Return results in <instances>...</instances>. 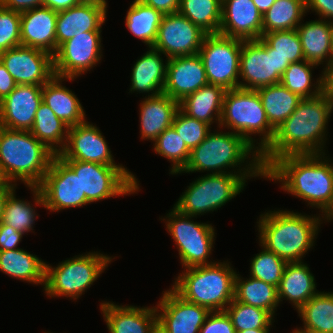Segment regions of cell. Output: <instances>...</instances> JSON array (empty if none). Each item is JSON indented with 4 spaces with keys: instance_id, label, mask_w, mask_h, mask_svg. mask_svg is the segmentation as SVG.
Returning a JSON list of instances; mask_svg holds the SVG:
<instances>
[{
    "instance_id": "obj_56",
    "label": "cell",
    "mask_w": 333,
    "mask_h": 333,
    "mask_svg": "<svg viewBox=\"0 0 333 333\" xmlns=\"http://www.w3.org/2000/svg\"><path fill=\"white\" fill-rule=\"evenodd\" d=\"M16 188L17 186H0V222L2 220L4 206L8 195Z\"/></svg>"
},
{
    "instance_id": "obj_45",
    "label": "cell",
    "mask_w": 333,
    "mask_h": 333,
    "mask_svg": "<svg viewBox=\"0 0 333 333\" xmlns=\"http://www.w3.org/2000/svg\"><path fill=\"white\" fill-rule=\"evenodd\" d=\"M262 38L274 49V52L282 56L285 61L294 63L305 60L296 29L262 33Z\"/></svg>"
},
{
    "instance_id": "obj_61",
    "label": "cell",
    "mask_w": 333,
    "mask_h": 333,
    "mask_svg": "<svg viewBox=\"0 0 333 333\" xmlns=\"http://www.w3.org/2000/svg\"><path fill=\"white\" fill-rule=\"evenodd\" d=\"M81 3H93L108 7L107 0H79Z\"/></svg>"
},
{
    "instance_id": "obj_43",
    "label": "cell",
    "mask_w": 333,
    "mask_h": 333,
    "mask_svg": "<svg viewBox=\"0 0 333 333\" xmlns=\"http://www.w3.org/2000/svg\"><path fill=\"white\" fill-rule=\"evenodd\" d=\"M16 189H14L5 202L3 216L1 222L10 225L16 231L27 234L33 232V226L35 225L38 214L36 207L31 201L16 198ZM31 203V204H30Z\"/></svg>"
},
{
    "instance_id": "obj_13",
    "label": "cell",
    "mask_w": 333,
    "mask_h": 333,
    "mask_svg": "<svg viewBox=\"0 0 333 333\" xmlns=\"http://www.w3.org/2000/svg\"><path fill=\"white\" fill-rule=\"evenodd\" d=\"M242 42L220 33L206 35L198 55L202 59L209 84L225 90L239 88Z\"/></svg>"
},
{
    "instance_id": "obj_34",
    "label": "cell",
    "mask_w": 333,
    "mask_h": 333,
    "mask_svg": "<svg viewBox=\"0 0 333 333\" xmlns=\"http://www.w3.org/2000/svg\"><path fill=\"white\" fill-rule=\"evenodd\" d=\"M269 124L276 130L295 111L302 98L281 83L256 89Z\"/></svg>"
},
{
    "instance_id": "obj_17",
    "label": "cell",
    "mask_w": 333,
    "mask_h": 333,
    "mask_svg": "<svg viewBox=\"0 0 333 333\" xmlns=\"http://www.w3.org/2000/svg\"><path fill=\"white\" fill-rule=\"evenodd\" d=\"M0 61L17 85L43 86L55 75L53 56L40 49L13 47L0 53Z\"/></svg>"
},
{
    "instance_id": "obj_8",
    "label": "cell",
    "mask_w": 333,
    "mask_h": 333,
    "mask_svg": "<svg viewBox=\"0 0 333 333\" xmlns=\"http://www.w3.org/2000/svg\"><path fill=\"white\" fill-rule=\"evenodd\" d=\"M115 257L92 251L76 255L53 267L46 263L43 291L49 298L66 297L77 300L98 280Z\"/></svg>"
},
{
    "instance_id": "obj_49",
    "label": "cell",
    "mask_w": 333,
    "mask_h": 333,
    "mask_svg": "<svg viewBox=\"0 0 333 333\" xmlns=\"http://www.w3.org/2000/svg\"><path fill=\"white\" fill-rule=\"evenodd\" d=\"M23 235L10 225L0 222V251L19 249L18 244L22 241Z\"/></svg>"
},
{
    "instance_id": "obj_55",
    "label": "cell",
    "mask_w": 333,
    "mask_h": 333,
    "mask_svg": "<svg viewBox=\"0 0 333 333\" xmlns=\"http://www.w3.org/2000/svg\"><path fill=\"white\" fill-rule=\"evenodd\" d=\"M79 4H81L79 0H43L44 7L50 8L57 12L69 9Z\"/></svg>"
},
{
    "instance_id": "obj_60",
    "label": "cell",
    "mask_w": 333,
    "mask_h": 333,
    "mask_svg": "<svg viewBox=\"0 0 333 333\" xmlns=\"http://www.w3.org/2000/svg\"><path fill=\"white\" fill-rule=\"evenodd\" d=\"M150 333H169V332L158 322H156Z\"/></svg>"
},
{
    "instance_id": "obj_39",
    "label": "cell",
    "mask_w": 333,
    "mask_h": 333,
    "mask_svg": "<svg viewBox=\"0 0 333 333\" xmlns=\"http://www.w3.org/2000/svg\"><path fill=\"white\" fill-rule=\"evenodd\" d=\"M317 67L306 60L290 63L283 72L280 83L302 99L316 97L323 92L322 75L320 74L316 82L312 78V71Z\"/></svg>"
},
{
    "instance_id": "obj_25",
    "label": "cell",
    "mask_w": 333,
    "mask_h": 333,
    "mask_svg": "<svg viewBox=\"0 0 333 333\" xmlns=\"http://www.w3.org/2000/svg\"><path fill=\"white\" fill-rule=\"evenodd\" d=\"M21 45L56 54V21L58 12L38 7L20 13Z\"/></svg>"
},
{
    "instance_id": "obj_36",
    "label": "cell",
    "mask_w": 333,
    "mask_h": 333,
    "mask_svg": "<svg viewBox=\"0 0 333 333\" xmlns=\"http://www.w3.org/2000/svg\"><path fill=\"white\" fill-rule=\"evenodd\" d=\"M68 129L69 126L42 102L36 111L30 132L55 155H58L65 147Z\"/></svg>"
},
{
    "instance_id": "obj_41",
    "label": "cell",
    "mask_w": 333,
    "mask_h": 333,
    "mask_svg": "<svg viewBox=\"0 0 333 333\" xmlns=\"http://www.w3.org/2000/svg\"><path fill=\"white\" fill-rule=\"evenodd\" d=\"M152 143L155 153L172 163L169 174L173 175L184 169L190 157V150L173 126L164 130Z\"/></svg>"
},
{
    "instance_id": "obj_51",
    "label": "cell",
    "mask_w": 333,
    "mask_h": 333,
    "mask_svg": "<svg viewBox=\"0 0 333 333\" xmlns=\"http://www.w3.org/2000/svg\"><path fill=\"white\" fill-rule=\"evenodd\" d=\"M0 4L10 10L22 13L43 6V0H0Z\"/></svg>"
},
{
    "instance_id": "obj_15",
    "label": "cell",
    "mask_w": 333,
    "mask_h": 333,
    "mask_svg": "<svg viewBox=\"0 0 333 333\" xmlns=\"http://www.w3.org/2000/svg\"><path fill=\"white\" fill-rule=\"evenodd\" d=\"M101 32L87 31L64 42L53 56L54 74L78 78L98 65L103 56Z\"/></svg>"
},
{
    "instance_id": "obj_28",
    "label": "cell",
    "mask_w": 333,
    "mask_h": 333,
    "mask_svg": "<svg viewBox=\"0 0 333 333\" xmlns=\"http://www.w3.org/2000/svg\"><path fill=\"white\" fill-rule=\"evenodd\" d=\"M75 79L54 75L42 87V102L69 127L87 120L86 112L77 95L62 85L64 81H74Z\"/></svg>"
},
{
    "instance_id": "obj_31",
    "label": "cell",
    "mask_w": 333,
    "mask_h": 333,
    "mask_svg": "<svg viewBox=\"0 0 333 333\" xmlns=\"http://www.w3.org/2000/svg\"><path fill=\"white\" fill-rule=\"evenodd\" d=\"M226 90L220 86L207 84L179 102V109L187 116L203 121L210 126L219 123Z\"/></svg>"
},
{
    "instance_id": "obj_40",
    "label": "cell",
    "mask_w": 333,
    "mask_h": 333,
    "mask_svg": "<svg viewBox=\"0 0 333 333\" xmlns=\"http://www.w3.org/2000/svg\"><path fill=\"white\" fill-rule=\"evenodd\" d=\"M178 12L207 34L219 33L222 0H180Z\"/></svg>"
},
{
    "instance_id": "obj_44",
    "label": "cell",
    "mask_w": 333,
    "mask_h": 333,
    "mask_svg": "<svg viewBox=\"0 0 333 333\" xmlns=\"http://www.w3.org/2000/svg\"><path fill=\"white\" fill-rule=\"evenodd\" d=\"M260 247L262 251L251 259L249 276L278 287L288 262Z\"/></svg>"
},
{
    "instance_id": "obj_4",
    "label": "cell",
    "mask_w": 333,
    "mask_h": 333,
    "mask_svg": "<svg viewBox=\"0 0 333 333\" xmlns=\"http://www.w3.org/2000/svg\"><path fill=\"white\" fill-rule=\"evenodd\" d=\"M259 217V245L287 262L303 261L315 246L323 220L326 221L320 213L313 216L287 209L265 211Z\"/></svg>"
},
{
    "instance_id": "obj_22",
    "label": "cell",
    "mask_w": 333,
    "mask_h": 333,
    "mask_svg": "<svg viewBox=\"0 0 333 333\" xmlns=\"http://www.w3.org/2000/svg\"><path fill=\"white\" fill-rule=\"evenodd\" d=\"M262 18L252 0H222L219 33L243 41L262 37Z\"/></svg>"
},
{
    "instance_id": "obj_7",
    "label": "cell",
    "mask_w": 333,
    "mask_h": 333,
    "mask_svg": "<svg viewBox=\"0 0 333 333\" xmlns=\"http://www.w3.org/2000/svg\"><path fill=\"white\" fill-rule=\"evenodd\" d=\"M224 127L240 135L260 154L270 145L275 134L257 90L252 89L226 90L219 123L220 129ZM255 134L259 135V142L252 137Z\"/></svg>"
},
{
    "instance_id": "obj_12",
    "label": "cell",
    "mask_w": 333,
    "mask_h": 333,
    "mask_svg": "<svg viewBox=\"0 0 333 333\" xmlns=\"http://www.w3.org/2000/svg\"><path fill=\"white\" fill-rule=\"evenodd\" d=\"M27 188L33 192L34 204L51 212L90 204L85 194H81L79 174H75L58 155L53 157L41 184Z\"/></svg>"
},
{
    "instance_id": "obj_16",
    "label": "cell",
    "mask_w": 333,
    "mask_h": 333,
    "mask_svg": "<svg viewBox=\"0 0 333 333\" xmlns=\"http://www.w3.org/2000/svg\"><path fill=\"white\" fill-rule=\"evenodd\" d=\"M207 33L179 12L162 17L153 49L166 59L198 54Z\"/></svg>"
},
{
    "instance_id": "obj_47",
    "label": "cell",
    "mask_w": 333,
    "mask_h": 333,
    "mask_svg": "<svg viewBox=\"0 0 333 333\" xmlns=\"http://www.w3.org/2000/svg\"><path fill=\"white\" fill-rule=\"evenodd\" d=\"M21 45V15L0 4V53Z\"/></svg>"
},
{
    "instance_id": "obj_37",
    "label": "cell",
    "mask_w": 333,
    "mask_h": 333,
    "mask_svg": "<svg viewBox=\"0 0 333 333\" xmlns=\"http://www.w3.org/2000/svg\"><path fill=\"white\" fill-rule=\"evenodd\" d=\"M164 15L140 0H134L127 10L125 25L148 48H152Z\"/></svg>"
},
{
    "instance_id": "obj_42",
    "label": "cell",
    "mask_w": 333,
    "mask_h": 333,
    "mask_svg": "<svg viewBox=\"0 0 333 333\" xmlns=\"http://www.w3.org/2000/svg\"><path fill=\"white\" fill-rule=\"evenodd\" d=\"M224 311L230 317L236 331L271 329L275 322V317L269 311L241 303L235 299Z\"/></svg>"
},
{
    "instance_id": "obj_32",
    "label": "cell",
    "mask_w": 333,
    "mask_h": 333,
    "mask_svg": "<svg viewBox=\"0 0 333 333\" xmlns=\"http://www.w3.org/2000/svg\"><path fill=\"white\" fill-rule=\"evenodd\" d=\"M0 271L8 277L45 286L46 262L22 248L0 251Z\"/></svg>"
},
{
    "instance_id": "obj_29",
    "label": "cell",
    "mask_w": 333,
    "mask_h": 333,
    "mask_svg": "<svg viewBox=\"0 0 333 333\" xmlns=\"http://www.w3.org/2000/svg\"><path fill=\"white\" fill-rule=\"evenodd\" d=\"M316 284L315 276L311 273L308 264L304 261L288 262L277 287L279 304L283 300L289 301L298 311L319 292Z\"/></svg>"
},
{
    "instance_id": "obj_62",
    "label": "cell",
    "mask_w": 333,
    "mask_h": 333,
    "mask_svg": "<svg viewBox=\"0 0 333 333\" xmlns=\"http://www.w3.org/2000/svg\"><path fill=\"white\" fill-rule=\"evenodd\" d=\"M331 47H332V62H333V22H331Z\"/></svg>"
},
{
    "instance_id": "obj_59",
    "label": "cell",
    "mask_w": 333,
    "mask_h": 333,
    "mask_svg": "<svg viewBox=\"0 0 333 333\" xmlns=\"http://www.w3.org/2000/svg\"><path fill=\"white\" fill-rule=\"evenodd\" d=\"M236 333H270V329H246L244 331H236Z\"/></svg>"
},
{
    "instance_id": "obj_19",
    "label": "cell",
    "mask_w": 333,
    "mask_h": 333,
    "mask_svg": "<svg viewBox=\"0 0 333 333\" xmlns=\"http://www.w3.org/2000/svg\"><path fill=\"white\" fill-rule=\"evenodd\" d=\"M62 160L93 162L107 166H123L115 163L114 156L100 129L92 123L84 122L68 129L67 141L58 154Z\"/></svg>"
},
{
    "instance_id": "obj_5",
    "label": "cell",
    "mask_w": 333,
    "mask_h": 333,
    "mask_svg": "<svg viewBox=\"0 0 333 333\" xmlns=\"http://www.w3.org/2000/svg\"><path fill=\"white\" fill-rule=\"evenodd\" d=\"M54 156L30 131L0 126V165L10 183L39 186Z\"/></svg>"
},
{
    "instance_id": "obj_30",
    "label": "cell",
    "mask_w": 333,
    "mask_h": 333,
    "mask_svg": "<svg viewBox=\"0 0 333 333\" xmlns=\"http://www.w3.org/2000/svg\"><path fill=\"white\" fill-rule=\"evenodd\" d=\"M296 31L307 62L324 67L332 62L331 22L319 18L301 22Z\"/></svg>"
},
{
    "instance_id": "obj_1",
    "label": "cell",
    "mask_w": 333,
    "mask_h": 333,
    "mask_svg": "<svg viewBox=\"0 0 333 333\" xmlns=\"http://www.w3.org/2000/svg\"><path fill=\"white\" fill-rule=\"evenodd\" d=\"M323 154L286 155L266 169V180L279 182L280 188L333 220V161ZM332 161V162H331Z\"/></svg>"
},
{
    "instance_id": "obj_33",
    "label": "cell",
    "mask_w": 333,
    "mask_h": 333,
    "mask_svg": "<svg viewBox=\"0 0 333 333\" xmlns=\"http://www.w3.org/2000/svg\"><path fill=\"white\" fill-rule=\"evenodd\" d=\"M303 328L298 333H333V292H318L298 311Z\"/></svg>"
},
{
    "instance_id": "obj_35",
    "label": "cell",
    "mask_w": 333,
    "mask_h": 333,
    "mask_svg": "<svg viewBox=\"0 0 333 333\" xmlns=\"http://www.w3.org/2000/svg\"><path fill=\"white\" fill-rule=\"evenodd\" d=\"M244 279L236 273L234 299L267 310L275 316L277 307L280 305L277 287L250 276Z\"/></svg>"
},
{
    "instance_id": "obj_20",
    "label": "cell",
    "mask_w": 333,
    "mask_h": 333,
    "mask_svg": "<svg viewBox=\"0 0 333 333\" xmlns=\"http://www.w3.org/2000/svg\"><path fill=\"white\" fill-rule=\"evenodd\" d=\"M42 87L19 84L0 101V126L10 130L30 131L36 111L42 103Z\"/></svg>"
},
{
    "instance_id": "obj_58",
    "label": "cell",
    "mask_w": 333,
    "mask_h": 333,
    "mask_svg": "<svg viewBox=\"0 0 333 333\" xmlns=\"http://www.w3.org/2000/svg\"><path fill=\"white\" fill-rule=\"evenodd\" d=\"M0 186H16L9 182L0 165Z\"/></svg>"
},
{
    "instance_id": "obj_27",
    "label": "cell",
    "mask_w": 333,
    "mask_h": 333,
    "mask_svg": "<svg viewBox=\"0 0 333 333\" xmlns=\"http://www.w3.org/2000/svg\"><path fill=\"white\" fill-rule=\"evenodd\" d=\"M162 55L164 54L160 51L149 48L146 53L136 60L130 76L129 92L148 93L145 97L163 93L168 59L164 61Z\"/></svg>"
},
{
    "instance_id": "obj_6",
    "label": "cell",
    "mask_w": 333,
    "mask_h": 333,
    "mask_svg": "<svg viewBox=\"0 0 333 333\" xmlns=\"http://www.w3.org/2000/svg\"><path fill=\"white\" fill-rule=\"evenodd\" d=\"M230 261L185 268L171 286L185 300L224 311L234 299L236 269Z\"/></svg>"
},
{
    "instance_id": "obj_9",
    "label": "cell",
    "mask_w": 333,
    "mask_h": 333,
    "mask_svg": "<svg viewBox=\"0 0 333 333\" xmlns=\"http://www.w3.org/2000/svg\"><path fill=\"white\" fill-rule=\"evenodd\" d=\"M252 177L265 175L206 174L192 181L173 207L192 217L212 213L240 194Z\"/></svg>"
},
{
    "instance_id": "obj_3",
    "label": "cell",
    "mask_w": 333,
    "mask_h": 333,
    "mask_svg": "<svg viewBox=\"0 0 333 333\" xmlns=\"http://www.w3.org/2000/svg\"><path fill=\"white\" fill-rule=\"evenodd\" d=\"M206 171L207 174L265 175L260 153L240 135L220 129L213 132L211 130L206 138L190 151L184 169L173 175Z\"/></svg>"
},
{
    "instance_id": "obj_26",
    "label": "cell",
    "mask_w": 333,
    "mask_h": 333,
    "mask_svg": "<svg viewBox=\"0 0 333 333\" xmlns=\"http://www.w3.org/2000/svg\"><path fill=\"white\" fill-rule=\"evenodd\" d=\"M141 139L154 141L164 130L172 126L179 110V102L165 93L145 97L139 105Z\"/></svg>"
},
{
    "instance_id": "obj_46",
    "label": "cell",
    "mask_w": 333,
    "mask_h": 333,
    "mask_svg": "<svg viewBox=\"0 0 333 333\" xmlns=\"http://www.w3.org/2000/svg\"><path fill=\"white\" fill-rule=\"evenodd\" d=\"M172 126L190 151L206 138L212 128L203 121L187 116L180 109L174 117Z\"/></svg>"
},
{
    "instance_id": "obj_14",
    "label": "cell",
    "mask_w": 333,
    "mask_h": 333,
    "mask_svg": "<svg viewBox=\"0 0 333 333\" xmlns=\"http://www.w3.org/2000/svg\"><path fill=\"white\" fill-rule=\"evenodd\" d=\"M289 65L290 62L274 52L262 37L243 41L239 73L242 81H239V88L256 90L280 83L281 76Z\"/></svg>"
},
{
    "instance_id": "obj_48",
    "label": "cell",
    "mask_w": 333,
    "mask_h": 333,
    "mask_svg": "<svg viewBox=\"0 0 333 333\" xmlns=\"http://www.w3.org/2000/svg\"><path fill=\"white\" fill-rule=\"evenodd\" d=\"M199 333H236V330L225 311H213L206 318Z\"/></svg>"
},
{
    "instance_id": "obj_52",
    "label": "cell",
    "mask_w": 333,
    "mask_h": 333,
    "mask_svg": "<svg viewBox=\"0 0 333 333\" xmlns=\"http://www.w3.org/2000/svg\"><path fill=\"white\" fill-rule=\"evenodd\" d=\"M144 4L160 11L163 15L177 13L180 7V0H140Z\"/></svg>"
},
{
    "instance_id": "obj_2",
    "label": "cell",
    "mask_w": 333,
    "mask_h": 333,
    "mask_svg": "<svg viewBox=\"0 0 333 333\" xmlns=\"http://www.w3.org/2000/svg\"><path fill=\"white\" fill-rule=\"evenodd\" d=\"M332 113L333 103L323 92L302 99L295 111L275 130L272 142L260 154L264 169L278 157L325 153L327 126Z\"/></svg>"
},
{
    "instance_id": "obj_50",
    "label": "cell",
    "mask_w": 333,
    "mask_h": 333,
    "mask_svg": "<svg viewBox=\"0 0 333 333\" xmlns=\"http://www.w3.org/2000/svg\"><path fill=\"white\" fill-rule=\"evenodd\" d=\"M310 10L315 12L319 19L333 22V0H306V11Z\"/></svg>"
},
{
    "instance_id": "obj_24",
    "label": "cell",
    "mask_w": 333,
    "mask_h": 333,
    "mask_svg": "<svg viewBox=\"0 0 333 333\" xmlns=\"http://www.w3.org/2000/svg\"><path fill=\"white\" fill-rule=\"evenodd\" d=\"M100 309L109 333H150L157 322L154 305L137 307L102 301Z\"/></svg>"
},
{
    "instance_id": "obj_38",
    "label": "cell",
    "mask_w": 333,
    "mask_h": 333,
    "mask_svg": "<svg viewBox=\"0 0 333 333\" xmlns=\"http://www.w3.org/2000/svg\"><path fill=\"white\" fill-rule=\"evenodd\" d=\"M306 0H276L262 18V33L295 30L303 21Z\"/></svg>"
},
{
    "instance_id": "obj_53",
    "label": "cell",
    "mask_w": 333,
    "mask_h": 333,
    "mask_svg": "<svg viewBox=\"0 0 333 333\" xmlns=\"http://www.w3.org/2000/svg\"><path fill=\"white\" fill-rule=\"evenodd\" d=\"M17 86L14 78L9 74L4 64L0 61V101L8 96Z\"/></svg>"
},
{
    "instance_id": "obj_23",
    "label": "cell",
    "mask_w": 333,
    "mask_h": 333,
    "mask_svg": "<svg viewBox=\"0 0 333 333\" xmlns=\"http://www.w3.org/2000/svg\"><path fill=\"white\" fill-rule=\"evenodd\" d=\"M107 7L81 3L69 9L58 11L56 21V52L58 48L74 36L87 31H102L106 21Z\"/></svg>"
},
{
    "instance_id": "obj_21",
    "label": "cell",
    "mask_w": 333,
    "mask_h": 333,
    "mask_svg": "<svg viewBox=\"0 0 333 333\" xmlns=\"http://www.w3.org/2000/svg\"><path fill=\"white\" fill-rule=\"evenodd\" d=\"M209 84L201 57L178 56L168 59L163 93L180 102Z\"/></svg>"
},
{
    "instance_id": "obj_10",
    "label": "cell",
    "mask_w": 333,
    "mask_h": 333,
    "mask_svg": "<svg viewBox=\"0 0 333 333\" xmlns=\"http://www.w3.org/2000/svg\"><path fill=\"white\" fill-rule=\"evenodd\" d=\"M166 216L160 219L165 222L167 232L175 241L182 269L216 262L208 261L216 238L212 224L194 222L192 218L196 217L182 214L174 207Z\"/></svg>"
},
{
    "instance_id": "obj_11",
    "label": "cell",
    "mask_w": 333,
    "mask_h": 333,
    "mask_svg": "<svg viewBox=\"0 0 333 333\" xmlns=\"http://www.w3.org/2000/svg\"><path fill=\"white\" fill-rule=\"evenodd\" d=\"M80 176L81 194L89 203L138 193L139 181L124 166H107L93 162L63 160Z\"/></svg>"
},
{
    "instance_id": "obj_57",
    "label": "cell",
    "mask_w": 333,
    "mask_h": 333,
    "mask_svg": "<svg viewBox=\"0 0 333 333\" xmlns=\"http://www.w3.org/2000/svg\"><path fill=\"white\" fill-rule=\"evenodd\" d=\"M256 5L258 11L263 16L269 8L275 3L276 0H252Z\"/></svg>"
},
{
    "instance_id": "obj_18",
    "label": "cell",
    "mask_w": 333,
    "mask_h": 333,
    "mask_svg": "<svg viewBox=\"0 0 333 333\" xmlns=\"http://www.w3.org/2000/svg\"><path fill=\"white\" fill-rule=\"evenodd\" d=\"M157 322L169 333H199L211 311L180 296L172 287L155 305Z\"/></svg>"
},
{
    "instance_id": "obj_54",
    "label": "cell",
    "mask_w": 333,
    "mask_h": 333,
    "mask_svg": "<svg viewBox=\"0 0 333 333\" xmlns=\"http://www.w3.org/2000/svg\"><path fill=\"white\" fill-rule=\"evenodd\" d=\"M322 69L323 93L333 103V62Z\"/></svg>"
}]
</instances>
